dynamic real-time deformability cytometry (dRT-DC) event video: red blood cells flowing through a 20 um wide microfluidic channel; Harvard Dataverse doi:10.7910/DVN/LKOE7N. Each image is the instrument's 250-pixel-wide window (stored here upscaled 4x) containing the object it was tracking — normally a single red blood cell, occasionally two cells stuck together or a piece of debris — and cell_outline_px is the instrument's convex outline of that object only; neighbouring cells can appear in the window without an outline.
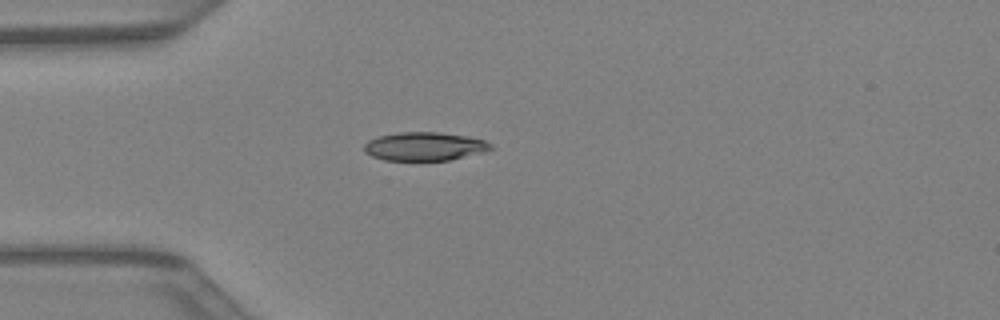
{"species": "Egyptian fruit bat (a non-hibernating species)", "species_latin": "Rousettus aegyptiacus", "temperature_condition": "warm", "stored_images_in_passage": 31, "camera_frame_rate_fps": 3000, "um_per_image_px": 0.085, "animal": {"sex": "female"}, "frame": {"image": 1, "passage_image": 1, "time_ms": 0.0, "image_size_px": [1000, 320], "cell_outline_px": [[492, 148], [484, 152], [448, 160], [384, 160], [372, 156], [364, 152], [364, 144], [368, 140], [380, 136], [396, 132], [440, 132], [468, 136], [484, 140], [492, 144]], "centroid_in_image_um": [36.07, 12.43], "position_along_channel_um": 48.9, "area_um2": 21.04}}
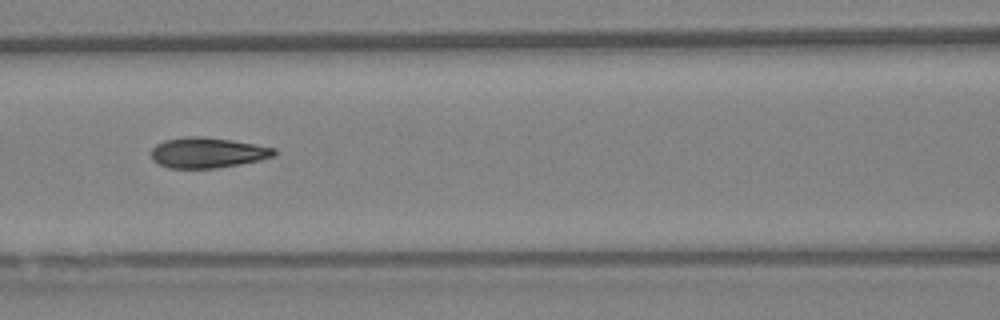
{"frame": {"image": 2, "passage_image": 8, "time_ms": 2.333, "image_size_px": [1000, 320], "cell_outline_px": [[276, 156], [260, 160], [216, 168], [168, 168], [152, 160], [152, 148], [156, 144], [164, 140], [188, 136], [200, 136], [232, 140], [256, 144], [276, 148]], "centroid_in_image_um": [17.65, 12.97], "position_along_channel_um": 148.9, "area_um2": 21.85}}
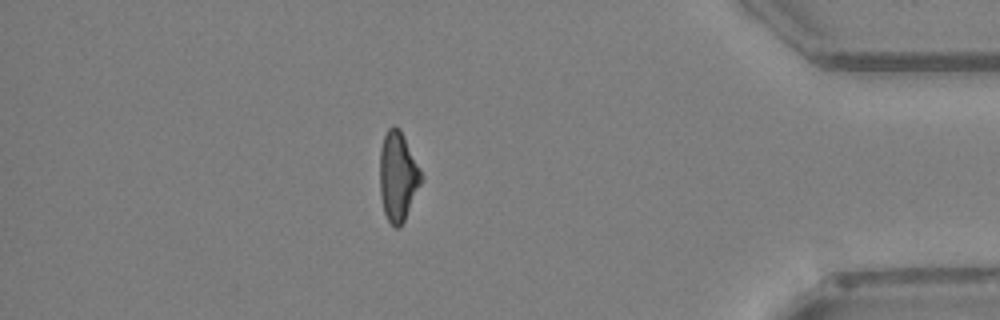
{"frame": {"image": 3, "passage_image": 26, "time_ms": 8.333, "image_size_px": [1000, 320], "cell_outline_px": [[424, 180], [404, 220], [396, 228], [388, 220], [384, 212], [380, 196], [380, 148], [384, 136], [388, 128], [392, 124], [400, 128], [424, 176]], "centroid_in_image_um": [33.84, 14.96], "position_along_channel_um": 401.4, "area_um2": 21.73}}